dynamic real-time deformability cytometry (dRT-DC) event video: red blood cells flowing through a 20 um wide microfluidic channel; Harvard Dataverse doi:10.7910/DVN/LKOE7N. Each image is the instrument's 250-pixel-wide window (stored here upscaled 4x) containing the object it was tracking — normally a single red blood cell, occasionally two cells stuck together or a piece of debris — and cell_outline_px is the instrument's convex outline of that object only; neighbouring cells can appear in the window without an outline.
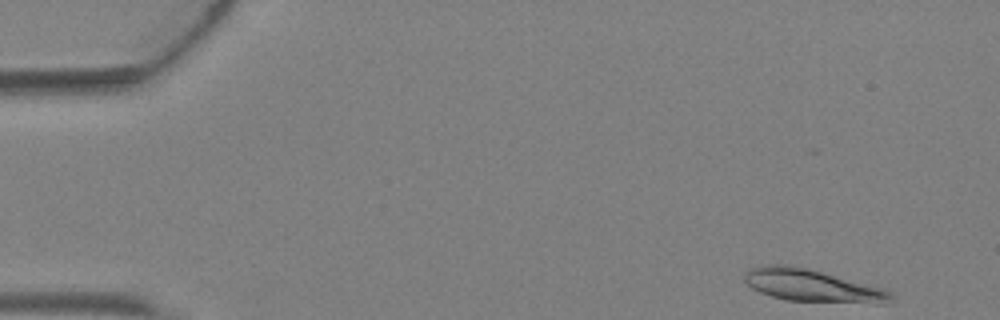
{"species": "Egyptian fruit bat (a non-hibernating species)", "species_latin": "Rousettus aegyptiacus", "temperature_condition": "warm", "stored_images_in_passage": 4, "camera_frame_rate_fps": 3000, "um_per_image_px": 0.085, "animal": {"sex": "female"}, "frame": {"image": 1, "passage_image": 1, "time_ms": 0.0, "image_size_px": [1000, 320], "cell_outline_px": [[892, 300], [888, 304], [880, 304], [788, 300], [772, 296], [760, 292], [752, 288], [744, 280], [744, 272], [748, 268], [768, 264], [784, 264], [804, 268], [820, 272], [876, 288], [888, 292], [892, 296]], "centroid_in_image_um": [68.92, 24.29], "position_along_channel_um": 16.1, "area_um2": 26.82}}